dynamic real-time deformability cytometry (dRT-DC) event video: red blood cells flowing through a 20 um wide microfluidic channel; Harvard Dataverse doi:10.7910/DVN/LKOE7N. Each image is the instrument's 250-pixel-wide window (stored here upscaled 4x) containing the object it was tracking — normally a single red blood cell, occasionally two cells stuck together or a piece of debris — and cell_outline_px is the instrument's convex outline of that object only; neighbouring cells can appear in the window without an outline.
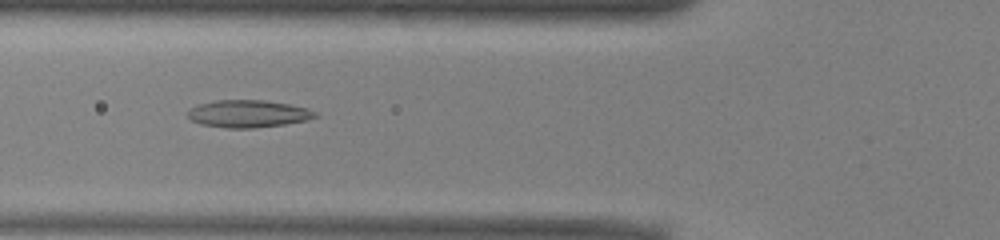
{"species": "common noctule bat (a hibernating species)", "species_latin": "Nyctalus noctula", "temperature_condition": "warm", "stored_images_in_passage": 43, "camera_frame_rate_fps": 3000, "um_per_image_px": 0.085, "animal": {"sex": "male", "body_mass_g": 13.0, "forearm_length_mm": 53.1}, "frame": {"image": 1, "passage_image": 11, "time_ms": 3.333, "image_size_px": [1000, 240], "cell_outline_px": [[320, 116], [308, 120], [284, 124], [252, 128], [224, 128], [200, 124], [192, 120], [184, 112], [200, 104], [216, 100], [264, 100], [288, 104], [308, 108], [316, 112]], "centroid_in_image_um": [21.1, 9.67], "position_along_channel_um": 104.7, "area_um2": 20.4}}
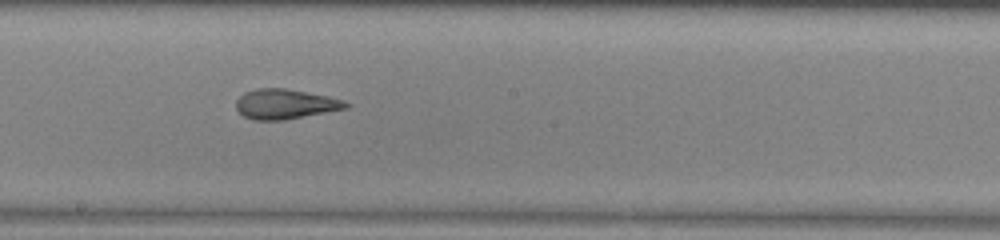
{"frame": {"image": 2, "passage_image": 20, "time_ms": 6.333, "image_size_px": [1000, 240], "cell_outline_px": [[352, 104], [348, 108], [284, 120], [252, 120], [244, 116], [236, 108], [236, 100], [244, 92], [256, 88], [284, 88], [328, 96], [344, 100]], "centroid_in_image_um": [24.25, 8.84], "position_along_channel_um": 223.9, "area_um2": 19.19}}
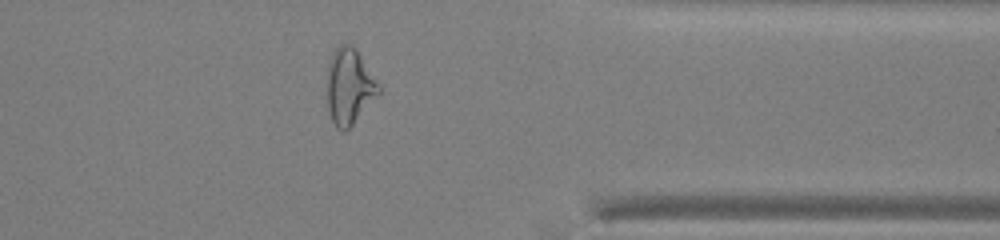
{"frame": {"image": 3, "passage_image": 33, "time_ms": 10.667, "image_size_px": [1000, 240], "cell_outline_px": [[380, 92], [352, 124], [344, 132], [340, 132], [336, 128], [328, 112], [328, 60], [336, 48], [340, 44], [352, 44], [356, 48], [380, 88]], "centroid_in_image_um": [29.66, 7.34], "position_along_channel_um": 381.7, "area_um2": 22.37}, "authors_computed_cell_mechanics": {"area_um2": 21.0392, "velocity_mm_per_s": 3.9706, "shape_relaxation_time_tau1_ms": 9.4932, "shape_relaxation_time_tau2_ms": 1.8499, "deformation_change_tau1": 0.2793, "deformation_change_tau2": 0.1063}}